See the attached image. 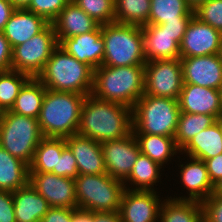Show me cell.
I'll use <instances>...</instances> for the list:
<instances>
[{
    "mask_svg": "<svg viewBox=\"0 0 222 222\" xmlns=\"http://www.w3.org/2000/svg\"><path fill=\"white\" fill-rule=\"evenodd\" d=\"M104 66L145 65L141 26L110 23L102 25Z\"/></svg>",
    "mask_w": 222,
    "mask_h": 222,
    "instance_id": "cell-6",
    "label": "cell"
},
{
    "mask_svg": "<svg viewBox=\"0 0 222 222\" xmlns=\"http://www.w3.org/2000/svg\"><path fill=\"white\" fill-rule=\"evenodd\" d=\"M194 16L222 33V0H207L194 10Z\"/></svg>",
    "mask_w": 222,
    "mask_h": 222,
    "instance_id": "cell-36",
    "label": "cell"
},
{
    "mask_svg": "<svg viewBox=\"0 0 222 222\" xmlns=\"http://www.w3.org/2000/svg\"><path fill=\"white\" fill-rule=\"evenodd\" d=\"M194 10L186 0H151L148 24L161 25L166 21L191 20Z\"/></svg>",
    "mask_w": 222,
    "mask_h": 222,
    "instance_id": "cell-28",
    "label": "cell"
},
{
    "mask_svg": "<svg viewBox=\"0 0 222 222\" xmlns=\"http://www.w3.org/2000/svg\"><path fill=\"white\" fill-rule=\"evenodd\" d=\"M183 82L222 90V59L220 53L180 58Z\"/></svg>",
    "mask_w": 222,
    "mask_h": 222,
    "instance_id": "cell-14",
    "label": "cell"
},
{
    "mask_svg": "<svg viewBox=\"0 0 222 222\" xmlns=\"http://www.w3.org/2000/svg\"><path fill=\"white\" fill-rule=\"evenodd\" d=\"M58 46L54 27L49 23L40 33L23 44L13 47L12 69L30 78H37Z\"/></svg>",
    "mask_w": 222,
    "mask_h": 222,
    "instance_id": "cell-9",
    "label": "cell"
},
{
    "mask_svg": "<svg viewBox=\"0 0 222 222\" xmlns=\"http://www.w3.org/2000/svg\"><path fill=\"white\" fill-rule=\"evenodd\" d=\"M71 0H31L26 8L52 23Z\"/></svg>",
    "mask_w": 222,
    "mask_h": 222,
    "instance_id": "cell-37",
    "label": "cell"
},
{
    "mask_svg": "<svg viewBox=\"0 0 222 222\" xmlns=\"http://www.w3.org/2000/svg\"><path fill=\"white\" fill-rule=\"evenodd\" d=\"M189 22L190 20L166 21L160 26L165 28V30L171 35L176 36V41L181 44Z\"/></svg>",
    "mask_w": 222,
    "mask_h": 222,
    "instance_id": "cell-44",
    "label": "cell"
},
{
    "mask_svg": "<svg viewBox=\"0 0 222 222\" xmlns=\"http://www.w3.org/2000/svg\"><path fill=\"white\" fill-rule=\"evenodd\" d=\"M29 183V165L0 146V190L14 192Z\"/></svg>",
    "mask_w": 222,
    "mask_h": 222,
    "instance_id": "cell-25",
    "label": "cell"
},
{
    "mask_svg": "<svg viewBox=\"0 0 222 222\" xmlns=\"http://www.w3.org/2000/svg\"><path fill=\"white\" fill-rule=\"evenodd\" d=\"M76 209L50 207L40 222H72Z\"/></svg>",
    "mask_w": 222,
    "mask_h": 222,
    "instance_id": "cell-41",
    "label": "cell"
},
{
    "mask_svg": "<svg viewBox=\"0 0 222 222\" xmlns=\"http://www.w3.org/2000/svg\"><path fill=\"white\" fill-rule=\"evenodd\" d=\"M189 157L205 161L222 153V129L216 121L196 134L182 149Z\"/></svg>",
    "mask_w": 222,
    "mask_h": 222,
    "instance_id": "cell-24",
    "label": "cell"
},
{
    "mask_svg": "<svg viewBox=\"0 0 222 222\" xmlns=\"http://www.w3.org/2000/svg\"><path fill=\"white\" fill-rule=\"evenodd\" d=\"M221 44L222 33L193 16L180 44V58L218 54Z\"/></svg>",
    "mask_w": 222,
    "mask_h": 222,
    "instance_id": "cell-13",
    "label": "cell"
},
{
    "mask_svg": "<svg viewBox=\"0 0 222 222\" xmlns=\"http://www.w3.org/2000/svg\"><path fill=\"white\" fill-rule=\"evenodd\" d=\"M141 28L146 62L180 58V44L176 41V36L160 25L146 24Z\"/></svg>",
    "mask_w": 222,
    "mask_h": 222,
    "instance_id": "cell-19",
    "label": "cell"
},
{
    "mask_svg": "<svg viewBox=\"0 0 222 222\" xmlns=\"http://www.w3.org/2000/svg\"><path fill=\"white\" fill-rule=\"evenodd\" d=\"M190 161L185 166L181 165L183 168L180 170L182 183L190 192L189 197L173 199L202 203L213 194L214 185L209 178L205 162L193 157H190Z\"/></svg>",
    "mask_w": 222,
    "mask_h": 222,
    "instance_id": "cell-22",
    "label": "cell"
},
{
    "mask_svg": "<svg viewBox=\"0 0 222 222\" xmlns=\"http://www.w3.org/2000/svg\"><path fill=\"white\" fill-rule=\"evenodd\" d=\"M52 25L60 44L65 38L94 31L100 24L71 0Z\"/></svg>",
    "mask_w": 222,
    "mask_h": 222,
    "instance_id": "cell-20",
    "label": "cell"
},
{
    "mask_svg": "<svg viewBox=\"0 0 222 222\" xmlns=\"http://www.w3.org/2000/svg\"><path fill=\"white\" fill-rule=\"evenodd\" d=\"M151 0H115V22L144 26L148 24Z\"/></svg>",
    "mask_w": 222,
    "mask_h": 222,
    "instance_id": "cell-32",
    "label": "cell"
},
{
    "mask_svg": "<svg viewBox=\"0 0 222 222\" xmlns=\"http://www.w3.org/2000/svg\"><path fill=\"white\" fill-rule=\"evenodd\" d=\"M183 84L180 58L146 62L144 94L178 100Z\"/></svg>",
    "mask_w": 222,
    "mask_h": 222,
    "instance_id": "cell-10",
    "label": "cell"
},
{
    "mask_svg": "<svg viewBox=\"0 0 222 222\" xmlns=\"http://www.w3.org/2000/svg\"><path fill=\"white\" fill-rule=\"evenodd\" d=\"M133 132L132 109L126 105L85 97L77 133L97 142L120 139Z\"/></svg>",
    "mask_w": 222,
    "mask_h": 222,
    "instance_id": "cell-1",
    "label": "cell"
},
{
    "mask_svg": "<svg viewBox=\"0 0 222 222\" xmlns=\"http://www.w3.org/2000/svg\"><path fill=\"white\" fill-rule=\"evenodd\" d=\"M37 118L19 115L9 110L0 116V146L12 156L30 165L35 149L42 140Z\"/></svg>",
    "mask_w": 222,
    "mask_h": 222,
    "instance_id": "cell-8",
    "label": "cell"
},
{
    "mask_svg": "<svg viewBox=\"0 0 222 222\" xmlns=\"http://www.w3.org/2000/svg\"><path fill=\"white\" fill-rule=\"evenodd\" d=\"M87 95L46 89L39 127L43 137H68L77 133L83 101Z\"/></svg>",
    "mask_w": 222,
    "mask_h": 222,
    "instance_id": "cell-4",
    "label": "cell"
},
{
    "mask_svg": "<svg viewBox=\"0 0 222 222\" xmlns=\"http://www.w3.org/2000/svg\"><path fill=\"white\" fill-rule=\"evenodd\" d=\"M12 49L4 33L0 32V72L12 69Z\"/></svg>",
    "mask_w": 222,
    "mask_h": 222,
    "instance_id": "cell-42",
    "label": "cell"
},
{
    "mask_svg": "<svg viewBox=\"0 0 222 222\" xmlns=\"http://www.w3.org/2000/svg\"><path fill=\"white\" fill-rule=\"evenodd\" d=\"M45 91L46 87L37 78H30L20 89L9 111L38 119Z\"/></svg>",
    "mask_w": 222,
    "mask_h": 222,
    "instance_id": "cell-26",
    "label": "cell"
},
{
    "mask_svg": "<svg viewBox=\"0 0 222 222\" xmlns=\"http://www.w3.org/2000/svg\"><path fill=\"white\" fill-rule=\"evenodd\" d=\"M142 154L147 155L161 166L171 156L180 151L175 143L174 137L152 134H134Z\"/></svg>",
    "mask_w": 222,
    "mask_h": 222,
    "instance_id": "cell-30",
    "label": "cell"
},
{
    "mask_svg": "<svg viewBox=\"0 0 222 222\" xmlns=\"http://www.w3.org/2000/svg\"><path fill=\"white\" fill-rule=\"evenodd\" d=\"M221 59H222V44H221V51H220Z\"/></svg>",
    "mask_w": 222,
    "mask_h": 222,
    "instance_id": "cell-53",
    "label": "cell"
},
{
    "mask_svg": "<svg viewBox=\"0 0 222 222\" xmlns=\"http://www.w3.org/2000/svg\"><path fill=\"white\" fill-rule=\"evenodd\" d=\"M216 121L217 119L212 115L181 112L174 136L177 148L182 152L196 134Z\"/></svg>",
    "mask_w": 222,
    "mask_h": 222,
    "instance_id": "cell-31",
    "label": "cell"
},
{
    "mask_svg": "<svg viewBox=\"0 0 222 222\" xmlns=\"http://www.w3.org/2000/svg\"><path fill=\"white\" fill-rule=\"evenodd\" d=\"M15 9L10 0H0V32H3Z\"/></svg>",
    "mask_w": 222,
    "mask_h": 222,
    "instance_id": "cell-45",
    "label": "cell"
},
{
    "mask_svg": "<svg viewBox=\"0 0 222 222\" xmlns=\"http://www.w3.org/2000/svg\"><path fill=\"white\" fill-rule=\"evenodd\" d=\"M49 23L27 9H15L3 30L11 47L23 44L40 33Z\"/></svg>",
    "mask_w": 222,
    "mask_h": 222,
    "instance_id": "cell-21",
    "label": "cell"
},
{
    "mask_svg": "<svg viewBox=\"0 0 222 222\" xmlns=\"http://www.w3.org/2000/svg\"><path fill=\"white\" fill-rule=\"evenodd\" d=\"M158 197L155 190H130L126 186L119 209L121 222H156L162 205Z\"/></svg>",
    "mask_w": 222,
    "mask_h": 222,
    "instance_id": "cell-15",
    "label": "cell"
},
{
    "mask_svg": "<svg viewBox=\"0 0 222 222\" xmlns=\"http://www.w3.org/2000/svg\"><path fill=\"white\" fill-rule=\"evenodd\" d=\"M213 194L222 197V179L214 185Z\"/></svg>",
    "mask_w": 222,
    "mask_h": 222,
    "instance_id": "cell-50",
    "label": "cell"
},
{
    "mask_svg": "<svg viewBox=\"0 0 222 222\" xmlns=\"http://www.w3.org/2000/svg\"><path fill=\"white\" fill-rule=\"evenodd\" d=\"M16 222H40L50 208L30 183L13 192Z\"/></svg>",
    "mask_w": 222,
    "mask_h": 222,
    "instance_id": "cell-23",
    "label": "cell"
},
{
    "mask_svg": "<svg viewBox=\"0 0 222 222\" xmlns=\"http://www.w3.org/2000/svg\"><path fill=\"white\" fill-rule=\"evenodd\" d=\"M72 222H92V212L76 209Z\"/></svg>",
    "mask_w": 222,
    "mask_h": 222,
    "instance_id": "cell-47",
    "label": "cell"
},
{
    "mask_svg": "<svg viewBox=\"0 0 222 222\" xmlns=\"http://www.w3.org/2000/svg\"><path fill=\"white\" fill-rule=\"evenodd\" d=\"M203 222H222V197L212 194L202 203Z\"/></svg>",
    "mask_w": 222,
    "mask_h": 222,
    "instance_id": "cell-39",
    "label": "cell"
},
{
    "mask_svg": "<svg viewBox=\"0 0 222 222\" xmlns=\"http://www.w3.org/2000/svg\"><path fill=\"white\" fill-rule=\"evenodd\" d=\"M30 79L16 70L0 72V107L6 111L14 105L20 89Z\"/></svg>",
    "mask_w": 222,
    "mask_h": 222,
    "instance_id": "cell-34",
    "label": "cell"
},
{
    "mask_svg": "<svg viewBox=\"0 0 222 222\" xmlns=\"http://www.w3.org/2000/svg\"><path fill=\"white\" fill-rule=\"evenodd\" d=\"M159 218L161 222H203V207L197 201L166 199Z\"/></svg>",
    "mask_w": 222,
    "mask_h": 222,
    "instance_id": "cell-29",
    "label": "cell"
},
{
    "mask_svg": "<svg viewBox=\"0 0 222 222\" xmlns=\"http://www.w3.org/2000/svg\"><path fill=\"white\" fill-rule=\"evenodd\" d=\"M94 70L58 46L51 54L37 79L52 91L89 95L93 87Z\"/></svg>",
    "mask_w": 222,
    "mask_h": 222,
    "instance_id": "cell-3",
    "label": "cell"
},
{
    "mask_svg": "<svg viewBox=\"0 0 222 222\" xmlns=\"http://www.w3.org/2000/svg\"><path fill=\"white\" fill-rule=\"evenodd\" d=\"M180 113L178 100L143 94L132 108L133 133L174 137Z\"/></svg>",
    "mask_w": 222,
    "mask_h": 222,
    "instance_id": "cell-5",
    "label": "cell"
},
{
    "mask_svg": "<svg viewBox=\"0 0 222 222\" xmlns=\"http://www.w3.org/2000/svg\"><path fill=\"white\" fill-rule=\"evenodd\" d=\"M145 65L100 66L93 73L91 95L130 107L144 94Z\"/></svg>",
    "mask_w": 222,
    "mask_h": 222,
    "instance_id": "cell-2",
    "label": "cell"
},
{
    "mask_svg": "<svg viewBox=\"0 0 222 222\" xmlns=\"http://www.w3.org/2000/svg\"><path fill=\"white\" fill-rule=\"evenodd\" d=\"M51 173L72 179L79 175L76 159L67 146L62 150L61 156L58 157L57 169H53Z\"/></svg>",
    "mask_w": 222,
    "mask_h": 222,
    "instance_id": "cell-38",
    "label": "cell"
},
{
    "mask_svg": "<svg viewBox=\"0 0 222 222\" xmlns=\"http://www.w3.org/2000/svg\"><path fill=\"white\" fill-rule=\"evenodd\" d=\"M207 0H186V2L188 3V5L195 10L200 4H202L203 2H205Z\"/></svg>",
    "mask_w": 222,
    "mask_h": 222,
    "instance_id": "cell-49",
    "label": "cell"
},
{
    "mask_svg": "<svg viewBox=\"0 0 222 222\" xmlns=\"http://www.w3.org/2000/svg\"><path fill=\"white\" fill-rule=\"evenodd\" d=\"M78 209L88 212L119 211L125 183L109 174H79L75 179Z\"/></svg>",
    "mask_w": 222,
    "mask_h": 222,
    "instance_id": "cell-7",
    "label": "cell"
},
{
    "mask_svg": "<svg viewBox=\"0 0 222 222\" xmlns=\"http://www.w3.org/2000/svg\"><path fill=\"white\" fill-rule=\"evenodd\" d=\"M65 140L76 159L79 174L107 173L100 142L78 133L65 137Z\"/></svg>",
    "mask_w": 222,
    "mask_h": 222,
    "instance_id": "cell-18",
    "label": "cell"
},
{
    "mask_svg": "<svg viewBox=\"0 0 222 222\" xmlns=\"http://www.w3.org/2000/svg\"><path fill=\"white\" fill-rule=\"evenodd\" d=\"M181 112L212 115L222 114V90L184 83L178 99Z\"/></svg>",
    "mask_w": 222,
    "mask_h": 222,
    "instance_id": "cell-16",
    "label": "cell"
},
{
    "mask_svg": "<svg viewBox=\"0 0 222 222\" xmlns=\"http://www.w3.org/2000/svg\"><path fill=\"white\" fill-rule=\"evenodd\" d=\"M29 183L50 207L78 209L74 179L51 172H29Z\"/></svg>",
    "mask_w": 222,
    "mask_h": 222,
    "instance_id": "cell-12",
    "label": "cell"
},
{
    "mask_svg": "<svg viewBox=\"0 0 222 222\" xmlns=\"http://www.w3.org/2000/svg\"><path fill=\"white\" fill-rule=\"evenodd\" d=\"M107 174L121 180L129 176L140 152L138 141L132 132L126 137L101 142Z\"/></svg>",
    "mask_w": 222,
    "mask_h": 222,
    "instance_id": "cell-11",
    "label": "cell"
},
{
    "mask_svg": "<svg viewBox=\"0 0 222 222\" xmlns=\"http://www.w3.org/2000/svg\"><path fill=\"white\" fill-rule=\"evenodd\" d=\"M10 2L16 9H26L31 0H10Z\"/></svg>",
    "mask_w": 222,
    "mask_h": 222,
    "instance_id": "cell-48",
    "label": "cell"
},
{
    "mask_svg": "<svg viewBox=\"0 0 222 222\" xmlns=\"http://www.w3.org/2000/svg\"><path fill=\"white\" fill-rule=\"evenodd\" d=\"M100 25L115 22V0H72Z\"/></svg>",
    "mask_w": 222,
    "mask_h": 222,
    "instance_id": "cell-35",
    "label": "cell"
},
{
    "mask_svg": "<svg viewBox=\"0 0 222 222\" xmlns=\"http://www.w3.org/2000/svg\"><path fill=\"white\" fill-rule=\"evenodd\" d=\"M0 222H16L11 191L0 190Z\"/></svg>",
    "mask_w": 222,
    "mask_h": 222,
    "instance_id": "cell-40",
    "label": "cell"
},
{
    "mask_svg": "<svg viewBox=\"0 0 222 222\" xmlns=\"http://www.w3.org/2000/svg\"><path fill=\"white\" fill-rule=\"evenodd\" d=\"M217 121L219 122V125L222 129V114L217 118Z\"/></svg>",
    "mask_w": 222,
    "mask_h": 222,
    "instance_id": "cell-51",
    "label": "cell"
},
{
    "mask_svg": "<svg viewBox=\"0 0 222 222\" xmlns=\"http://www.w3.org/2000/svg\"><path fill=\"white\" fill-rule=\"evenodd\" d=\"M59 46L68 54L95 70L102 66L104 58L102 25H99L94 31L65 38Z\"/></svg>",
    "mask_w": 222,
    "mask_h": 222,
    "instance_id": "cell-17",
    "label": "cell"
},
{
    "mask_svg": "<svg viewBox=\"0 0 222 222\" xmlns=\"http://www.w3.org/2000/svg\"><path fill=\"white\" fill-rule=\"evenodd\" d=\"M92 222H121L119 211L92 212Z\"/></svg>",
    "mask_w": 222,
    "mask_h": 222,
    "instance_id": "cell-46",
    "label": "cell"
},
{
    "mask_svg": "<svg viewBox=\"0 0 222 222\" xmlns=\"http://www.w3.org/2000/svg\"><path fill=\"white\" fill-rule=\"evenodd\" d=\"M4 112V110L0 107V116Z\"/></svg>",
    "mask_w": 222,
    "mask_h": 222,
    "instance_id": "cell-52",
    "label": "cell"
},
{
    "mask_svg": "<svg viewBox=\"0 0 222 222\" xmlns=\"http://www.w3.org/2000/svg\"><path fill=\"white\" fill-rule=\"evenodd\" d=\"M161 168L160 164L153 161L147 155L140 153L125 181L129 180L131 183L133 182L132 184L136 185V188H132L131 190H154L152 187L159 180L158 178H160L159 172Z\"/></svg>",
    "mask_w": 222,
    "mask_h": 222,
    "instance_id": "cell-33",
    "label": "cell"
},
{
    "mask_svg": "<svg viewBox=\"0 0 222 222\" xmlns=\"http://www.w3.org/2000/svg\"><path fill=\"white\" fill-rule=\"evenodd\" d=\"M65 147L66 140L63 137H43L35 149L29 172L48 173L57 169L58 157Z\"/></svg>",
    "mask_w": 222,
    "mask_h": 222,
    "instance_id": "cell-27",
    "label": "cell"
},
{
    "mask_svg": "<svg viewBox=\"0 0 222 222\" xmlns=\"http://www.w3.org/2000/svg\"><path fill=\"white\" fill-rule=\"evenodd\" d=\"M209 178L213 185L222 179V153L219 155L206 159L205 161Z\"/></svg>",
    "mask_w": 222,
    "mask_h": 222,
    "instance_id": "cell-43",
    "label": "cell"
}]
</instances>
